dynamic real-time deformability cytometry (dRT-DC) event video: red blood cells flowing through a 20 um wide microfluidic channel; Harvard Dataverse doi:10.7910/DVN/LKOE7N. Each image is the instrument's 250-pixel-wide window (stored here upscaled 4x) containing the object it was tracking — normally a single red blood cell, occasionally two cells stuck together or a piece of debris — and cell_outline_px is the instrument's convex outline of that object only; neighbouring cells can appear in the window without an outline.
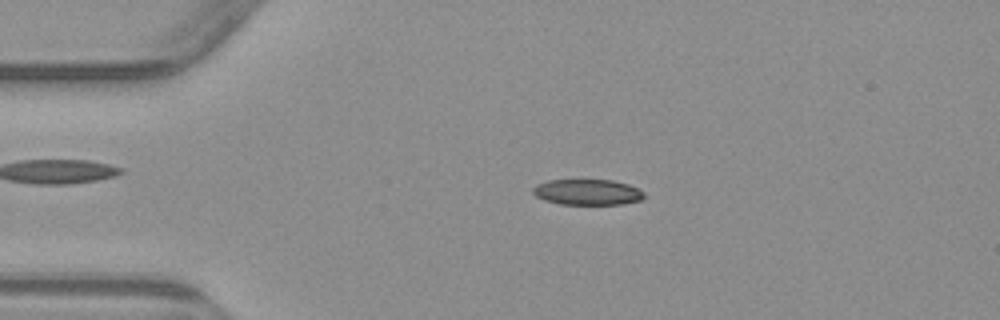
{"species": "common noctule bat (a hibernating species)", "species_latin": "Nyctalus noctula", "temperature_condition": "warm", "stored_images_in_passage": 4, "camera_frame_rate_fps": 3000, "um_per_image_px": 0.085, "animal": {"sex": "male", "body_mass_g": 23.1, "forearm_length_mm": 52.7}, "frame": {"image": 1, "passage_image": 3, "time_ms": 2.333, "image_size_px": [1000, 320], "cell_outline_px": [[644, 196], [640, 200], [624, 204], [560, 204], [544, 200], [536, 196], [532, 192], [532, 188], [536, 184], [548, 180], [612, 180], [628, 184], [644, 192]], "centroid_in_image_um": [49.9, 16.33], "position_along_channel_um": 35.1, "area_um2": 16.65}}